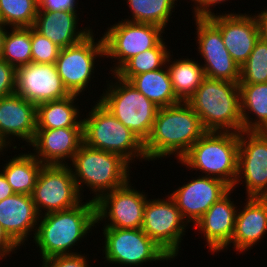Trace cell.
Returning a JSON list of instances; mask_svg holds the SVG:
<instances>
[{
	"label": "cell",
	"instance_id": "obj_16",
	"mask_svg": "<svg viewBox=\"0 0 267 267\" xmlns=\"http://www.w3.org/2000/svg\"><path fill=\"white\" fill-rule=\"evenodd\" d=\"M15 93L36 106L70 95L62 83L55 63L33 62L16 68Z\"/></svg>",
	"mask_w": 267,
	"mask_h": 267
},
{
	"label": "cell",
	"instance_id": "obj_9",
	"mask_svg": "<svg viewBox=\"0 0 267 267\" xmlns=\"http://www.w3.org/2000/svg\"><path fill=\"white\" fill-rule=\"evenodd\" d=\"M164 31L157 25L126 20L110 25L102 34L105 57L117 60L109 74H114L131 57L154 48L163 39Z\"/></svg>",
	"mask_w": 267,
	"mask_h": 267
},
{
	"label": "cell",
	"instance_id": "obj_1",
	"mask_svg": "<svg viewBox=\"0 0 267 267\" xmlns=\"http://www.w3.org/2000/svg\"><path fill=\"white\" fill-rule=\"evenodd\" d=\"M206 132L199 116L187 102L160 107L151 134L144 143L147 161L170 155H175L179 161Z\"/></svg>",
	"mask_w": 267,
	"mask_h": 267
},
{
	"label": "cell",
	"instance_id": "obj_23",
	"mask_svg": "<svg viewBox=\"0 0 267 267\" xmlns=\"http://www.w3.org/2000/svg\"><path fill=\"white\" fill-rule=\"evenodd\" d=\"M245 201V207L241 205L243 209L237 210L230 242L240 254L252 249L267 234V198L246 197Z\"/></svg>",
	"mask_w": 267,
	"mask_h": 267
},
{
	"label": "cell",
	"instance_id": "obj_26",
	"mask_svg": "<svg viewBox=\"0 0 267 267\" xmlns=\"http://www.w3.org/2000/svg\"><path fill=\"white\" fill-rule=\"evenodd\" d=\"M239 91L243 131L267 132V83L239 84Z\"/></svg>",
	"mask_w": 267,
	"mask_h": 267
},
{
	"label": "cell",
	"instance_id": "obj_29",
	"mask_svg": "<svg viewBox=\"0 0 267 267\" xmlns=\"http://www.w3.org/2000/svg\"><path fill=\"white\" fill-rule=\"evenodd\" d=\"M8 162V163H7ZM2 169L7 182L16 194L31 195L36 185V181L42 164L31 153H20L9 159Z\"/></svg>",
	"mask_w": 267,
	"mask_h": 267
},
{
	"label": "cell",
	"instance_id": "obj_15",
	"mask_svg": "<svg viewBox=\"0 0 267 267\" xmlns=\"http://www.w3.org/2000/svg\"><path fill=\"white\" fill-rule=\"evenodd\" d=\"M197 49L205 77L239 82L240 66L224 45L220 29L209 18H195Z\"/></svg>",
	"mask_w": 267,
	"mask_h": 267
},
{
	"label": "cell",
	"instance_id": "obj_6",
	"mask_svg": "<svg viewBox=\"0 0 267 267\" xmlns=\"http://www.w3.org/2000/svg\"><path fill=\"white\" fill-rule=\"evenodd\" d=\"M83 116V143L87 146L117 154L129 164L147 160L144 143L116 119L99 101ZM85 117V118H84Z\"/></svg>",
	"mask_w": 267,
	"mask_h": 267
},
{
	"label": "cell",
	"instance_id": "obj_22",
	"mask_svg": "<svg viewBox=\"0 0 267 267\" xmlns=\"http://www.w3.org/2000/svg\"><path fill=\"white\" fill-rule=\"evenodd\" d=\"M39 217L31 195L14 193L0 201V225L19 247L34 238Z\"/></svg>",
	"mask_w": 267,
	"mask_h": 267
},
{
	"label": "cell",
	"instance_id": "obj_17",
	"mask_svg": "<svg viewBox=\"0 0 267 267\" xmlns=\"http://www.w3.org/2000/svg\"><path fill=\"white\" fill-rule=\"evenodd\" d=\"M186 183L173 190L170 196L189 225L191 222L195 225L207 210L231 189L224 181L203 175H198Z\"/></svg>",
	"mask_w": 267,
	"mask_h": 267
},
{
	"label": "cell",
	"instance_id": "obj_37",
	"mask_svg": "<svg viewBox=\"0 0 267 267\" xmlns=\"http://www.w3.org/2000/svg\"><path fill=\"white\" fill-rule=\"evenodd\" d=\"M16 68L0 59V98L15 93Z\"/></svg>",
	"mask_w": 267,
	"mask_h": 267
},
{
	"label": "cell",
	"instance_id": "obj_4",
	"mask_svg": "<svg viewBox=\"0 0 267 267\" xmlns=\"http://www.w3.org/2000/svg\"><path fill=\"white\" fill-rule=\"evenodd\" d=\"M69 167L81 196L85 185L92 193V201L126 184L130 180V164L121 156L82 143ZM84 186V187H83ZM96 195V196H95Z\"/></svg>",
	"mask_w": 267,
	"mask_h": 267
},
{
	"label": "cell",
	"instance_id": "obj_40",
	"mask_svg": "<svg viewBox=\"0 0 267 267\" xmlns=\"http://www.w3.org/2000/svg\"><path fill=\"white\" fill-rule=\"evenodd\" d=\"M20 247L7 235L0 225V256L6 259V256H10L12 252H15Z\"/></svg>",
	"mask_w": 267,
	"mask_h": 267
},
{
	"label": "cell",
	"instance_id": "obj_5",
	"mask_svg": "<svg viewBox=\"0 0 267 267\" xmlns=\"http://www.w3.org/2000/svg\"><path fill=\"white\" fill-rule=\"evenodd\" d=\"M239 133L207 131L180 158L179 163L203 176L224 181L234 189L238 172Z\"/></svg>",
	"mask_w": 267,
	"mask_h": 267
},
{
	"label": "cell",
	"instance_id": "obj_21",
	"mask_svg": "<svg viewBox=\"0 0 267 267\" xmlns=\"http://www.w3.org/2000/svg\"><path fill=\"white\" fill-rule=\"evenodd\" d=\"M82 143L83 127H72L37 129L29 146L34 148L31 153L42 164L65 165L72 161Z\"/></svg>",
	"mask_w": 267,
	"mask_h": 267
},
{
	"label": "cell",
	"instance_id": "obj_36",
	"mask_svg": "<svg viewBox=\"0 0 267 267\" xmlns=\"http://www.w3.org/2000/svg\"><path fill=\"white\" fill-rule=\"evenodd\" d=\"M87 255L71 254L54 256L42 261L41 267H89V260Z\"/></svg>",
	"mask_w": 267,
	"mask_h": 267
},
{
	"label": "cell",
	"instance_id": "obj_20",
	"mask_svg": "<svg viewBox=\"0 0 267 267\" xmlns=\"http://www.w3.org/2000/svg\"><path fill=\"white\" fill-rule=\"evenodd\" d=\"M233 190L235 188H231L216 201L194 225L205 238L206 245L213 254L230 247L238 210L234 201H231Z\"/></svg>",
	"mask_w": 267,
	"mask_h": 267
},
{
	"label": "cell",
	"instance_id": "obj_19",
	"mask_svg": "<svg viewBox=\"0 0 267 267\" xmlns=\"http://www.w3.org/2000/svg\"><path fill=\"white\" fill-rule=\"evenodd\" d=\"M36 130L37 106L35 104L16 93L0 98V140L6 147L10 148L15 142L12 139L16 137L29 145L33 141Z\"/></svg>",
	"mask_w": 267,
	"mask_h": 267
},
{
	"label": "cell",
	"instance_id": "obj_14",
	"mask_svg": "<svg viewBox=\"0 0 267 267\" xmlns=\"http://www.w3.org/2000/svg\"><path fill=\"white\" fill-rule=\"evenodd\" d=\"M240 181L245 182L247 197L267 198V132H239L235 188Z\"/></svg>",
	"mask_w": 267,
	"mask_h": 267
},
{
	"label": "cell",
	"instance_id": "obj_32",
	"mask_svg": "<svg viewBox=\"0 0 267 267\" xmlns=\"http://www.w3.org/2000/svg\"><path fill=\"white\" fill-rule=\"evenodd\" d=\"M8 29L3 39L1 59L15 68L31 63V27Z\"/></svg>",
	"mask_w": 267,
	"mask_h": 267
},
{
	"label": "cell",
	"instance_id": "obj_25",
	"mask_svg": "<svg viewBox=\"0 0 267 267\" xmlns=\"http://www.w3.org/2000/svg\"><path fill=\"white\" fill-rule=\"evenodd\" d=\"M79 95L43 102L37 105V129L83 127L80 107L75 104ZM81 118V119H80Z\"/></svg>",
	"mask_w": 267,
	"mask_h": 267
},
{
	"label": "cell",
	"instance_id": "obj_44",
	"mask_svg": "<svg viewBox=\"0 0 267 267\" xmlns=\"http://www.w3.org/2000/svg\"><path fill=\"white\" fill-rule=\"evenodd\" d=\"M6 149H8L5 145H4V143L0 140V155H3L5 152H3V151H5Z\"/></svg>",
	"mask_w": 267,
	"mask_h": 267
},
{
	"label": "cell",
	"instance_id": "obj_3",
	"mask_svg": "<svg viewBox=\"0 0 267 267\" xmlns=\"http://www.w3.org/2000/svg\"><path fill=\"white\" fill-rule=\"evenodd\" d=\"M187 103L207 131H243L239 82L205 77Z\"/></svg>",
	"mask_w": 267,
	"mask_h": 267
},
{
	"label": "cell",
	"instance_id": "obj_39",
	"mask_svg": "<svg viewBox=\"0 0 267 267\" xmlns=\"http://www.w3.org/2000/svg\"><path fill=\"white\" fill-rule=\"evenodd\" d=\"M194 2L193 4V11L192 13L194 14V18H209L211 16L216 15L217 13H214L212 10V7L216 6V4H226L225 1L228 0H190ZM195 5V6H194ZM211 7V8H210Z\"/></svg>",
	"mask_w": 267,
	"mask_h": 267
},
{
	"label": "cell",
	"instance_id": "obj_28",
	"mask_svg": "<svg viewBox=\"0 0 267 267\" xmlns=\"http://www.w3.org/2000/svg\"><path fill=\"white\" fill-rule=\"evenodd\" d=\"M128 82L158 108L180 103L172 88L166 65L155 71L135 75Z\"/></svg>",
	"mask_w": 267,
	"mask_h": 267
},
{
	"label": "cell",
	"instance_id": "obj_42",
	"mask_svg": "<svg viewBox=\"0 0 267 267\" xmlns=\"http://www.w3.org/2000/svg\"><path fill=\"white\" fill-rule=\"evenodd\" d=\"M14 194L11 185L7 182L4 174L0 170V201Z\"/></svg>",
	"mask_w": 267,
	"mask_h": 267
},
{
	"label": "cell",
	"instance_id": "obj_35",
	"mask_svg": "<svg viewBox=\"0 0 267 267\" xmlns=\"http://www.w3.org/2000/svg\"><path fill=\"white\" fill-rule=\"evenodd\" d=\"M61 48L31 27L32 62L37 64L56 63Z\"/></svg>",
	"mask_w": 267,
	"mask_h": 267
},
{
	"label": "cell",
	"instance_id": "obj_12",
	"mask_svg": "<svg viewBox=\"0 0 267 267\" xmlns=\"http://www.w3.org/2000/svg\"><path fill=\"white\" fill-rule=\"evenodd\" d=\"M93 33L75 45L62 48L56 60L58 74L70 94L80 96L88 88L91 78H95V60L105 58L103 39L99 37L97 41Z\"/></svg>",
	"mask_w": 267,
	"mask_h": 267
},
{
	"label": "cell",
	"instance_id": "obj_43",
	"mask_svg": "<svg viewBox=\"0 0 267 267\" xmlns=\"http://www.w3.org/2000/svg\"><path fill=\"white\" fill-rule=\"evenodd\" d=\"M7 27L0 24V59L2 58L3 39L6 33Z\"/></svg>",
	"mask_w": 267,
	"mask_h": 267
},
{
	"label": "cell",
	"instance_id": "obj_30",
	"mask_svg": "<svg viewBox=\"0 0 267 267\" xmlns=\"http://www.w3.org/2000/svg\"><path fill=\"white\" fill-rule=\"evenodd\" d=\"M176 2L178 0H126L132 17L124 20L153 24L165 29L172 19Z\"/></svg>",
	"mask_w": 267,
	"mask_h": 267
},
{
	"label": "cell",
	"instance_id": "obj_18",
	"mask_svg": "<svg viewBox=\"0 0 267 267\" xmlns=\"http://www.w3.org/2000/svg\"><path fill=\"white\" fill-rule=\"evenodd\" d=\"M209 19L220 29L224 45L233 60L241 67L260 38L254 15L245 13H217Z\"/></svg>",
	"mask_w": 267,
	"mask_h": 267
},
{
	"label": "cell",
	"instance_id": "obj_38",
	"mask_svg": "<svg viewBox=\"0 0 267 267\" xmlns=\"http://www.w3.org/2000/svg\"><path fill=\"white\" fill-rule=\"evenodd\" d=\"M78 0H38V10L78 11L76 8Z\"/></svg>",
	"mask_w": 267,
	"mask_h": 267
},
{
	"label": "cell",
	"instance_id": "obj_24",
	"mask_svg": "<svg viewBox=\"0 0 267 267\" xmlns=\"http://www.w3.org/2000/svg\"><path fill=\"white\" fill-rule=\"evenodd\" d=\"M78 15L77 11L38 10L33 28L61 49L66 48L77 44L93 31L88 27L78 29Z\"/></svg>",
	"mask_w": 267,
	"mask_h": 267
},
{
	"label": "cell",
	"instance_id": "obj_41",
	"mask_svg": "<svg viewBox=\"0 0 267 267\" xmlns=\"http://www.w3.org/2000/svg\"><path fill=\"white\" fill-rule=\"evenodd\" d=\"M254 16L258 23L260 38L267 41V9L258 11Z\"/></svg>",
	"mask_w": 267,
	"mask_h": 267
},
{
	"label": "cell",
	"instance_id": "obj_11",
	"mask_svg": "<svg viewBox=\"0 0 267 267\" xmlns=\"http://www.w3.org/2000/svg\"><path fill=\"white\" fill-rule=\"evenodd\" d=\"M187 226L188 223L169 194L166 199H147L141 229L172 259L181 250Z\"/></svg>",
	"mask_w": 267,
	"mask_h": 267
},
{
	"label": "cell",
	"instance_id": "obj_2",
	"mask_svg": "<svg viewBox=\"0 0 267 267\" xmlns=\"http://www.w3.org/2000/svg\"><path fill=\"white\" fill-rule=\"evenodd\" d=\"M88 200L74 208L39 217L33 242L36 248L39 247L42 261L54 256L77 254L72 251L73 246L89 236L92 226L96 228V205Z\"/></svg>",
	"mask_w": 267,
	"mask_h": 267
},
{
	"label": "cell",
	"instance_id": "obj_13",
	"mask_svg": "<svg viewBox=\"0 0 267 267\" xmlns=\"http://www.w3.org/2000/svg\"><path fill=\"white\" fill-rule=\"evenodd\" d=\"M147 195L132 187L131 180L103 194L95 201L96 224L104 222L103 227L109 228H141Z\"/></svg>",
	"mask_w": 267,
	"mask_h": 267
},
{
	"label": "cell",
	"instance_id": "obj_31",
	"mask_svg": "<svg viewBox=\"0 0 267 267\" xmlns=\"http://www.w3.org/2000/svg\"><path fill=\"white\" fill-rule=\"evenodd\" d=\"M164 40L162 39L154 48L131 57L114 74L122 80L129 81L135 75L163 68L171 52Z\"/></svg>",
	"mask_w": 267,
	"mask_h": 267
},
{
	"label": "cell",
	"instance_id": "obj_34",
	"mask_svg": "<svg viewBox=\"0 0 267 267\" xmlns=\"http://www.w3.org/2000/svg\"><path fill=\"white\" fill-rule=\"evenodd\" d=\"M267 83V41L259 38L240 67L239 84Z\"/></svg>",
	"mask_w": 267,
	"mask_h": 267
},
{
	"label": "cell",
	"instance_id": "obj_7",
	"mask_svg": "<svg viewBox=\"0 0 267 267\" xmlns=\"http://www.w3.org/2000/svg\"><path fill=\"white\" fill-rule=\"evenodd\" d=\"M111 76L115 81H106L107 89L97 101L145 143L151 134L159 108L128 81L115 74Z\"/></svg>",
	"mask_w": 267,
	"mask_h": 267
},
{
	"label": "cell",
	"instance_id": "obj_33",
	"mask_svg": "<svg viewBox=\"0 0 267 267\" xmlns=\"http://www.w3.org/2000/svg\"><path fill=\"white\" fill-rule=\"evenodd\" d=\"M38 12V0H0V24L33 27Z\"/></svg>",
	"mask_w": 267,
	"mask_h": 267
},
{
	"label": "cell",
	"instance_id": "obj_10",
	"mask_svg": "<svg viewBox=\"0 0 267 267\" xmlns=\"http://www.w3.org/2000/svg\"><path fill=\"white\" fill-rule=\"evenodd\" d=\"M31 197L40 216L74 208L83 201L69 164H44Z\"/></svg>",
	"mask_w": 267,
	"mask_h": 267
},
{
	"label": "cell",
	"instance_id": "obj_27",
	"mask_svg": "<svg viewBox=\"0 0 267 267\" xmlns=\"http://www.w3.org/2000/svg\"><path fill=\"white\" fill-rule=\"evenodd\" d=\"M171 56L173 54L170 53L166 61V67L170 75L172 88L180 102H187L204 80V69L195 59H189L188 57L184 59L182 57L173 61Z\"/></svg>",
	"mask_w": 267,
	"mask_h": 267
},
{
	"label": "cell",
	"instance_id": "obj_8",
	"mask_svg": "<svg viewBox=\"0 0 267 267\" xmlns=\"http://www.w3.org/2000/svg\"><path fill=\"white\" fill-rule=\"evenodd\" d=\"M103 254L108 264L131 267L147 262L173 260L141 228L103 227Z\"/></svg>",
	"mask_w": 267,
	"mask_h": 267
}]
</instances>
